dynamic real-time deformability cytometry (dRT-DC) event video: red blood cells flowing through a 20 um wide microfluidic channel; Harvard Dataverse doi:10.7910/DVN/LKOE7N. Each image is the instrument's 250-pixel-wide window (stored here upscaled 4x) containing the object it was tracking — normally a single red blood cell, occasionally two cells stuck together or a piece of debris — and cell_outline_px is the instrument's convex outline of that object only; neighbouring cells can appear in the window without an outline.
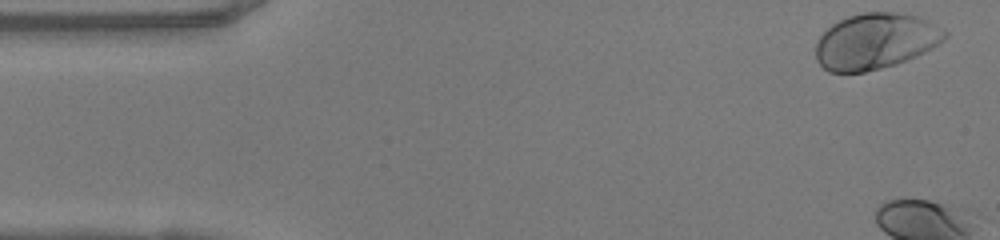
{"species": "human", "species_latin": "Homo sapiens", "temperature_condition": "warm", "stored_images_in_passage": 7, "camera_frame_rate_fps": 3000, "um_per_image_px": 0.085, "donor": {"sex": "female"}, "frame": {"image": 1, "passage_image": 1, "time_ms": 0.0, "image_size_px": [1000, 240], "cell_outline_px": [[948, 36], [944, 40], [932, 48], [916, 56], [896, 64], [864, 72], [828, 72], [816, 60], [816, 40], [832, 24], [848, 16], [864, 12], [896, 12], [920, 16], [944, 28], [948, 32]], "centroid_in_image_um": [74.44, 3.49], "position_along_channel_um": 10.6, "area_um2": 42.25}}